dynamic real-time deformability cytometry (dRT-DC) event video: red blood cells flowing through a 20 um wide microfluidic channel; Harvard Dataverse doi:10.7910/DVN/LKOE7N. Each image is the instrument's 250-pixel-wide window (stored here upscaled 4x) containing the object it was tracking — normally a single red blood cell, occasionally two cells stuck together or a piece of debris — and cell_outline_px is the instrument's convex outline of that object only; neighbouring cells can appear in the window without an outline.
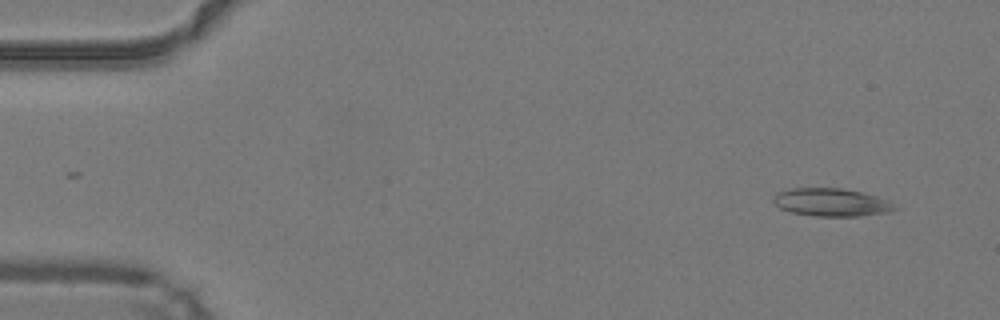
{"species": "common noctule bat (a hibernating species)", "species_latin": "Nyctalus noctula", "temperature_condition": "warm", "stored_images_in_passage": 13, "camera_frame_rate_fps": 3000, "um_per_image_px": 0.085, "animal": {"sex": "male", "body_mass_g": 19.2, "forearm_length_mm": 51.8}, "frame": {"image": 1, "passage_image": 1, "time_ms": 0.0, "image_size_px": [1000, 320], "cell_outline_px": [[900, 208], [888, 212], [860, 216], [816, 216], [792, 212], [780, 208], [772, 200], [772, 196], [776, 192], [792, 188], [840, 188], [860, 192], [876, 196], [888, 200]], "centroid_in_image_um": [70.66, 17.19], "position_along_channel_um": 14.3, "area_um2": 19.77}}
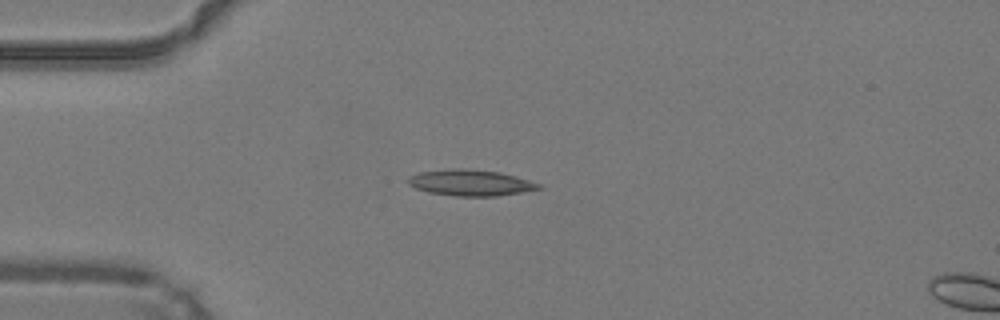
{"frame": {"image": 2, "passage_image": 10, "time_ms": 3.0, "image_size_px": [1000, 320], "cell_outline_px": [[544, 188], [524, 192], [496, 196], [456, 196], [428, 192], [416, 188], [408, 184], [408, 176], [420, 172], [456, 168], [460, 168], [500, 172], [516, 176], [540, 184]], "centroid_in_image_um": [40.01, 15.54], "position_along_channel_um": 45.0, "area_um2": 19.83}}